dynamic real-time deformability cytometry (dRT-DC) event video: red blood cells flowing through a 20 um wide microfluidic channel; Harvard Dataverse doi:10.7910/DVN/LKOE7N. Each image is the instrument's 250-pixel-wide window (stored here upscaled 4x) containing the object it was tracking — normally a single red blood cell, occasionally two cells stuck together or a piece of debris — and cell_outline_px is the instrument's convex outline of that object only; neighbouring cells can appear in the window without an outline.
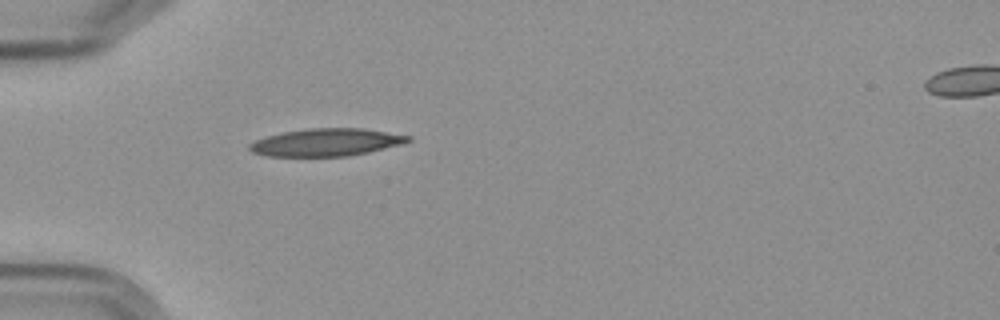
{"species": "Egyptian fruit bat (a non-hibernating species)", "species_latin": "Rousettus aegyptiacus", "temperature_condition": "cold", "stored_images_in_passage": 2, "segment_of_instrument_passage": [1, 2], "camera_frame_rate_fps": 3000, "um_per_image_px": 0.085, "frame": {"image": 1, "passage_image": 1, "time_ms": 0.0, "image_size_px": [1000, 320], "cell_outline_px": [[412, 140], [404, 144], [368, 152], [348, 156], [268, 156], [252, 152], [248, 148], [248, 144], [256, 140], [268, 136], [284, 132], [308, 128], [364, 128], [412, 136]], "centroid_in_image_um": [27.78, 12.09], "position_along_channel_um": 57.2, "area_um2": 25.49}}